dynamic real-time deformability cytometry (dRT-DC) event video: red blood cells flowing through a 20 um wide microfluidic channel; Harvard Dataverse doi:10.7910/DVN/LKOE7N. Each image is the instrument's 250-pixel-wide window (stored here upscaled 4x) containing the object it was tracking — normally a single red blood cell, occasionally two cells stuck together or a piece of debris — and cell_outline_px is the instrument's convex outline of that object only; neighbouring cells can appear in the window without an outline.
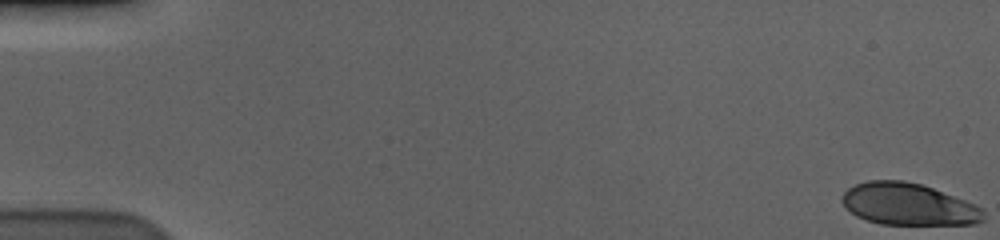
{"species": "human", "species_latin": "Homo sapiens", "temperature_condition": "cold", "stored_images_in_passage": 5, "camera_frame_rate_fps": 3000, "um_per_image_px": 0.085, "donor": {"sex": "male"}, "frame": {"image": 1, "passage_image": 1, "time_ms": 0.0, "image_size_px": [1000, 240], "cell_outline_px": [[984, 220], [972, 224], [880, 224], [856, 216], [840, 200], [840, 196], [848, 188], [856, 184], [868, 180], [904, 180], [920, 184], [932, 188], [976, 204], [984, 212]], "centroid_in_image_um": [77.2, 17.35], "position_along_channel_um": 7.8, "area_um2": 34.39}}